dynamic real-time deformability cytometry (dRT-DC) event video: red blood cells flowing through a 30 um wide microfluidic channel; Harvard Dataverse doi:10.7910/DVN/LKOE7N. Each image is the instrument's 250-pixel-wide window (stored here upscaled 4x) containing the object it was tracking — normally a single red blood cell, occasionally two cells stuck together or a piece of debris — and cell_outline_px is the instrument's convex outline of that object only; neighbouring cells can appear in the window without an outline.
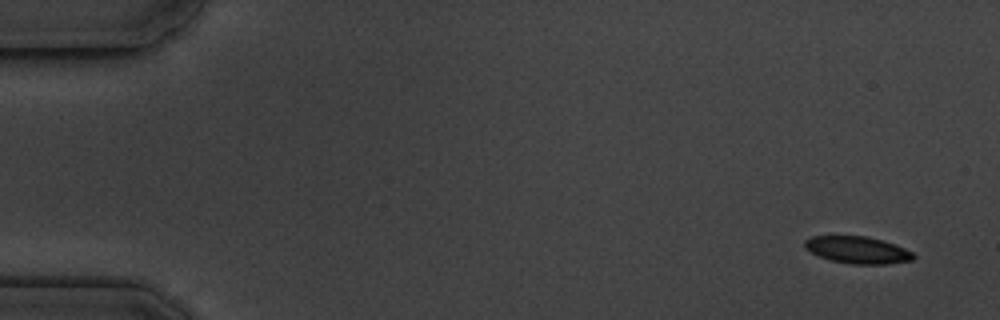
{"species": "common noctule bat (a hibernating species)", "species_latin": "Nyctalus noctula", "temperature_condition": "cold", "stored_images_in_passage": 5, "segment_of_instrument_passage": [2, 2], "camera_frame_rate_fps": 3000, "um_per_image_px": 0.085, "animal": {"sex": "male", "body_mass_g": 19.5, "forearm_length_mm": 54.6}, "frame": {"image": 1, "passage_image": 5, "time_ms": 6.667, "image_size_px": [1000, 320], "cell_outline_px": [[916, 256], [912, 260], [884, 264], [852, 264], [832, 260], [820, 256], [804, 248], [804, 240], [812, 236], [868, 236], [884, 240], [896, 244], [912, 252]], "centroid_in_image_um": [72.91, 21.23], "position_along_channel_um": 12.1, "area_um2": 17.11}}